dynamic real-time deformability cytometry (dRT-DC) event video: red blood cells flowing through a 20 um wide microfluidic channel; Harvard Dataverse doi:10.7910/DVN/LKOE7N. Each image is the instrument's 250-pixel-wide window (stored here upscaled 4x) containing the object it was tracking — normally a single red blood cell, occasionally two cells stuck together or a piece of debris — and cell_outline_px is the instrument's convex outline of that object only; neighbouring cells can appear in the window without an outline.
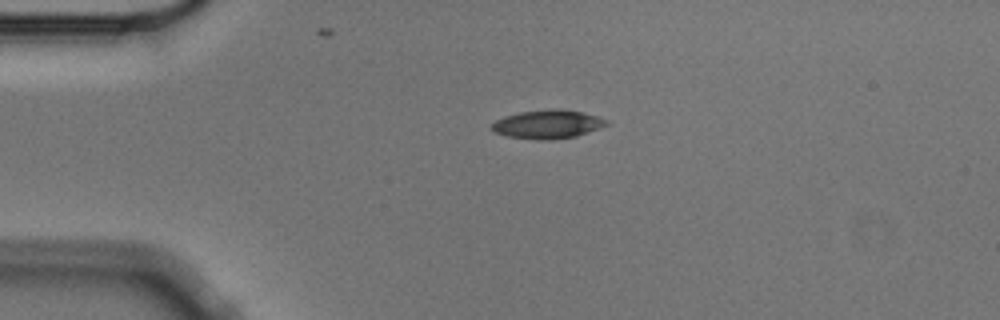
{"species": "Egyptian fruit bat (a non-hibernating species)", "species_latin": "Rousettus aegyptiacus", "temperature_condition": "cold", "stored_images_in_passage": 1, "camera_frame_rate_fps": 3000, "um_per_image_px": 0.085, "animal": {"sex": "male"}, "frame": {"image": 1, "passage_image": 1, "time_ms": 0.0, "image_size_px": [1000, 320], "cell_outline_px": [[608, 124], [600, 128], [576, 136], [552, 140], [536, 140], [508, 136], [492, 132], [488, 128], [496, 120], [504, 116], [520, 112], [556, 108], [580, 112], [596, 116], [608, 120]], "centroid_in_image_um": [46.5, 10.57], "position_along_channel_um": 38.5, "area_um2": 19.19}}